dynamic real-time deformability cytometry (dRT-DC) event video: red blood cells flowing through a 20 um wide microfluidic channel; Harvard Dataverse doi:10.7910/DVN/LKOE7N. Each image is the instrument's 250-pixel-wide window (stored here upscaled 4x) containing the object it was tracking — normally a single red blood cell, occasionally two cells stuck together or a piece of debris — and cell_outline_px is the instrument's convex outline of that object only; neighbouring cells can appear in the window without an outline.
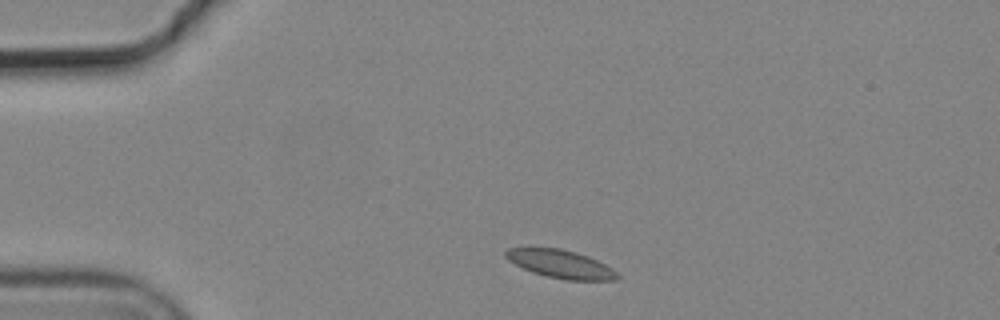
{"species": "common noctule bat (a hibernating species)", "species_latin": "Nyctalus noctula", "temperature_condition": "cold", "stored_images_in_passage": 1, "camera_frame_rate_fps": 3000, "um_per_image_px": 0.085, "animal": {"sex": "male", "body_mass_g": 19.2, "forearm_length_mm": 51.8}, "frame": {"image": 1, "passage_image": 1, "time_ms": 0.0, "image_size_px": [1000, 320], "cell_outline_px": [[620, 276], [616, 280], [564, 280], [532, 272], [508, 260], [504, 256], [504, 252], [508, 248], [560, 248], [576, 252], [588, 256], [612, 268]], "centroid_in_image_um": [47.65, 22.44], "position_along_channel_um": 37.3, "area_um2": 18.15}}